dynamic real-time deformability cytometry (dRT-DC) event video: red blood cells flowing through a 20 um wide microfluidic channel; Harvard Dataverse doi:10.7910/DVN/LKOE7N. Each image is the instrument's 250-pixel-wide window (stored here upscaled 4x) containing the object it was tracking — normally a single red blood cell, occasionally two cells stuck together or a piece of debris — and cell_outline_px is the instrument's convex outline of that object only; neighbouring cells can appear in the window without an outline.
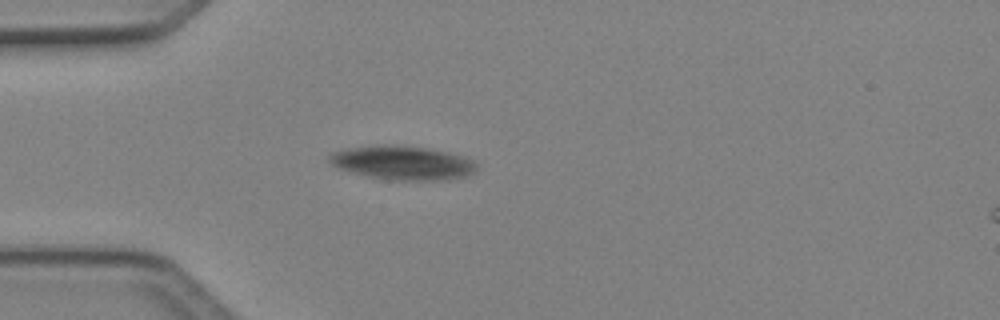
{"species": "Egyptian fruit bat (a non-hibernating species)", "species_latin": "Rousettus aegyptiacus", "temperature_condition": "cold", "stored_images_in_passage": 6, "camera_frame_rate_fps": 3000, "um_per_image_px": 0.085, "animal": {"sex": "female"}, "frame": {"image": 1, "passage_image": 5, "time_ms": 1.333, "image_size_px": [1000, 320], "cell_outline_px": [[480, 164], [472, 172], [464, 176], [448, 180], [384, 180], [348, 172], [332, 164], [328, 160], [328, 156], [332, 152], [352, 148], [384, 144], [392, 144], [428, 148], [468, 156], [476, 160]], "centroid_in_image_um": [34.27, 13.84], "position_along_channel_um": 50.7, "area_um2": 29.54}}